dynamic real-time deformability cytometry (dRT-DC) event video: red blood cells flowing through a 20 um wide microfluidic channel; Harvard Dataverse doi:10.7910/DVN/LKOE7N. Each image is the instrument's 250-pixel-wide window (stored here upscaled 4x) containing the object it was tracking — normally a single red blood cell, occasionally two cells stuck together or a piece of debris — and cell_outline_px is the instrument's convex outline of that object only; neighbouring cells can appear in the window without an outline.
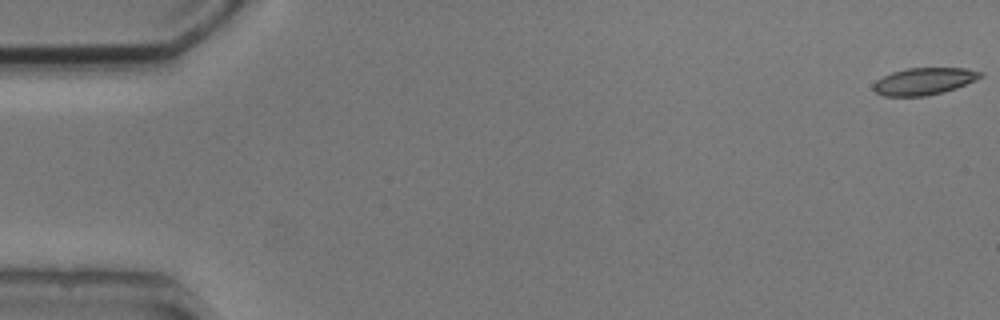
{"species": "common noctule bat (a hibernating species)", "species_latin": "Nyctalus noctula", "temperature_condition": "cold", "stored_images_in_passage": 6, "camera_frame_rate_fps": 3000, "um_per_image_px": 0.085, "animal": {"sex": "male", "body_mass_g": 20.5, "forearm_length_mm": 52.5}, "frame": {"image": 1, "passage_image": 1, "time_ms": 0.0, "image_size_px": [1000, 320], "cell_outline_px": [[984, 76], [976, 80], [956, 88], [928, 96], [884, 96], [876, 92], [872, 88], [872, 84], [876, 80], [892, 72], [908, 68], [968, 68], [984, 72]], "centroid_in_image_um": [78.57, 6.9], "position_along_channel_um": 6.4, "area_um2": 16.99}}
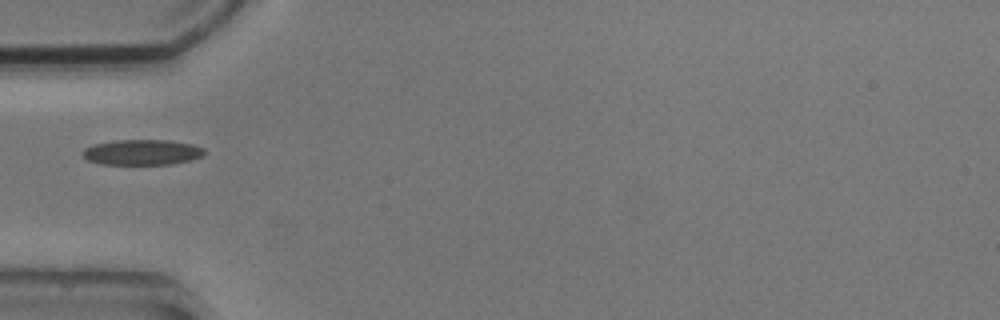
{"frame": {"image": 2, "passage_image": 5, "time_ms": 5.667, "image_size_px": [1000, 320], "cell_outline_px": [[204, 156], [172, 164], [100, 164], [88, 160], [80, 152], [84, 148], [92, 144], [116, 140], [168, 140], [192, 144], [204, 148]], "centroid_in_image_um": [12.05, 12.93], "position_along_channel_um": 73.0, "area_um2": 18.09}}